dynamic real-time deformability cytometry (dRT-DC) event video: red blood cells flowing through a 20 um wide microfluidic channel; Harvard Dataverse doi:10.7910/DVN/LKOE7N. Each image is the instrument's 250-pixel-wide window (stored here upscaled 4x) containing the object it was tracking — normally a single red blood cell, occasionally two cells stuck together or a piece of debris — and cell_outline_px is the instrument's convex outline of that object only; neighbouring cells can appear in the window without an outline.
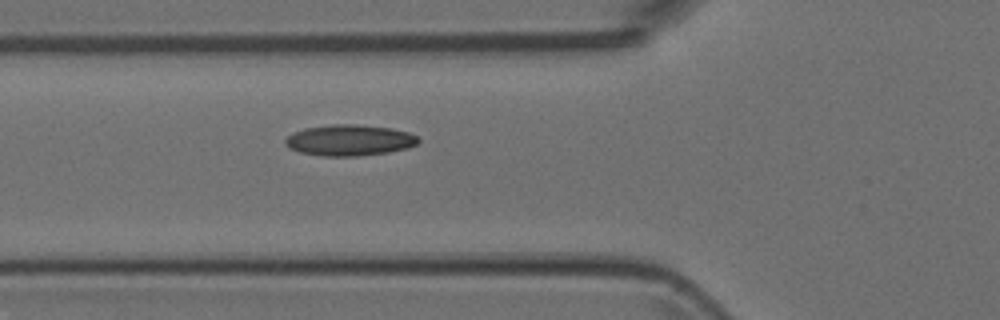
{"species": "Egyptian fruit bat (a non-hibernating species)", "species_latin": "Rousettus aegyptiacus", "temperature_condition": "room temperature", "stored_images_in_passage": 5, "camera_frame_rate_fps": 3000, "um_per_image_px": 0.085, "animal": {"sex": "female"}, "frame": {"image": 1, "passage_image": 5, "time_ms": 1.333, "image_size_px": [1000, 320], "cell_outline_px": [[420, 140], [416, 144], [408, 148], [388, 152], [360, 156], [320, 156], [300, 152], [288, 148], [284, 144], [284, 140], [292, 132], [304, 128], [332, 124], [356, 124], [392, 128], [408, 132], [416, 136]], "centroid_in_image_um": [29.67, 11.92], "position_along_channel_um": 96.1, "area_um2": 24.28}}